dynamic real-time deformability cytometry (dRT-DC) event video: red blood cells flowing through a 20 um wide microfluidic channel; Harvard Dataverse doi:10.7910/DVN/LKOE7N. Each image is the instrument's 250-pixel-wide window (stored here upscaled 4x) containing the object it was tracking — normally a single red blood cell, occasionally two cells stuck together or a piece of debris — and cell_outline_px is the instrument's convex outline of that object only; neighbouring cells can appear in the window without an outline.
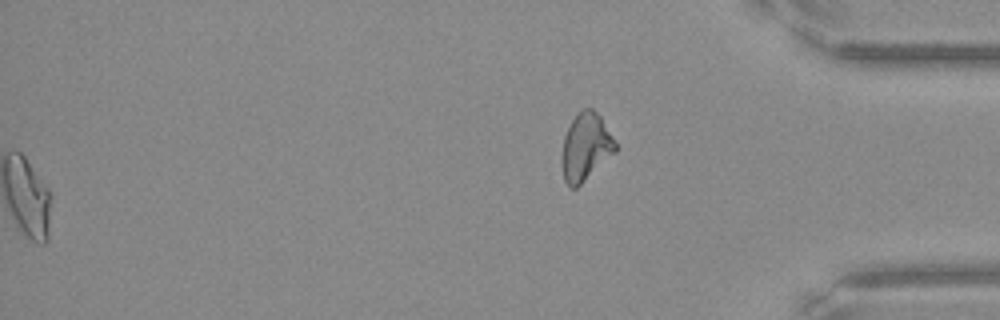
{"species": "Egyptian fruit bat (a non-hibernating species)", "species_latin": "Rousettus aegyptiacus", "temperature_condition": "warm", "stored_images_in_passage": 54, "segment_of_instrument_passage": [2, 2], "camera_frame_rate_fps": 3000, "um_per_image_px": 0.085, "frame": {"image": 1, "passage_image": 54, "time_ms": 17.667, "image_size_px": [1000, 320], "cell_outline_px": [[616, 152], [576, 188], [568, 188], [564, 180], [560, 164], [560, 160], [564, 136], [572, 120], [584, 108], [592, 108], [600, 116], [616, 144]], "centroid_in_image_um": [49.74, 12.54], "position_along_channel_um": 385.5, "area_um2": 20.98}}